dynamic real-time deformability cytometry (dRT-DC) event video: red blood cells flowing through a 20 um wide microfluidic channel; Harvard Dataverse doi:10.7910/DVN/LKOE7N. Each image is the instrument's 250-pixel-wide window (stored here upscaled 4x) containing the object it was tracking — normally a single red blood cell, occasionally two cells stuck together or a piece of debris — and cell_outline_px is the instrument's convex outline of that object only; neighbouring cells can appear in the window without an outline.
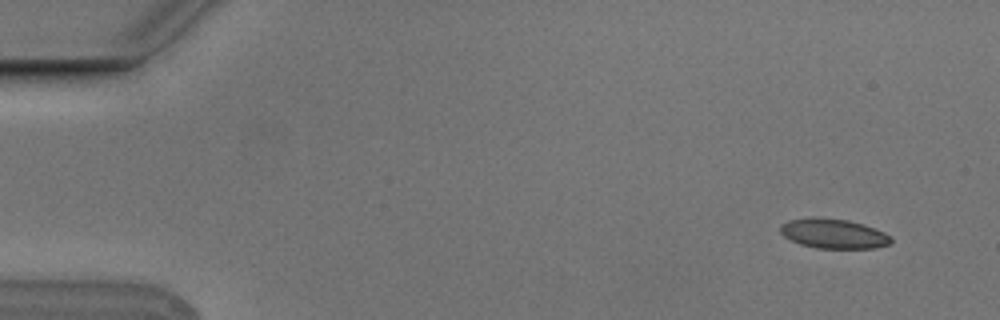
{"species": "Egyptian fruit bat (a non-hibernating species)", "species_latin": "Rousettus aegyptiacus", "temperature_condition": "cold", "stored_images_in_passage": 5, "camera_frame_rate_fps": 3000, "um_per_image_px": 0.085, "animal": {"sex": "male"}, "frame": {"image": 1, "passage_image": 1, "time_ms": 0.0, "image_size_px": [1000, 320], "cell_outline_px": [[892, 240], [888, 244], [876, 248], [816, 248], [800, 244], [784, 236], [780, 232], [780, 224], [788, 220], [808, 216], [816, 216], [848, 220], [864, 224], [884, 232], [892, 236]], "centroid_in_image_um": [70.82, 19.83], "position_along_channel_um": 14.2, "area_um2": 19.42}}
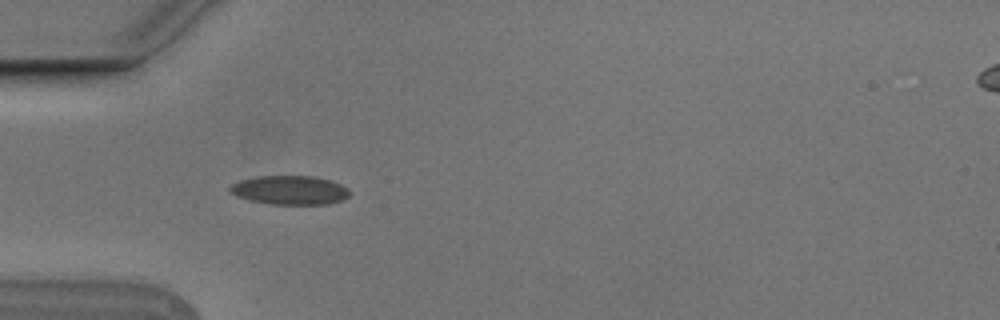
{"frame": {"image": 2, "passage_image": 4, "time_ms": 1.0, "image_size_px": [1000, 320], "cell_outline_px": [[348, 196], [344, 200], [328, 204], [272, 204], [248, 200], [236, 196], [228, 192], [228, 188], [232, 184], [240, 180], [256, 176], [312, 176], [328, 180], [340, 184], [348, 188]], "centroid_in_image_um": [24.59, 16.16], "position_along_channel_um": 60.4, "area_um2": 20.23}}